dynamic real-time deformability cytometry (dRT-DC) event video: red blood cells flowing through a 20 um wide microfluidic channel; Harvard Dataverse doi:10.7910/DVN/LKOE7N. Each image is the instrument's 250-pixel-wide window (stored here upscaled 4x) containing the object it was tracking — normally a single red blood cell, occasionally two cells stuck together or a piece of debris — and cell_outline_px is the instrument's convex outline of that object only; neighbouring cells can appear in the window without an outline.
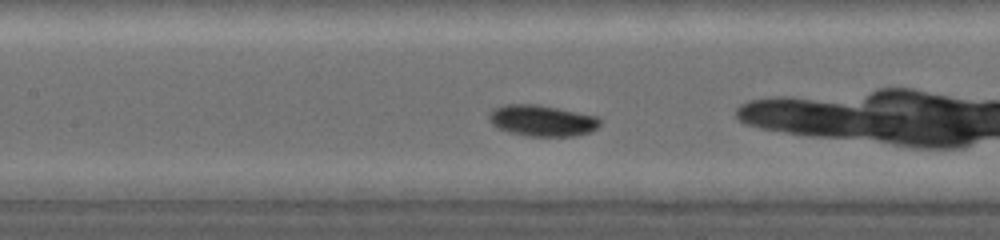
{"species": "common noctule bat (a hibernating species)", "species_latin": "Nyctalus noctula", "temperature_condition": "warm", "stored_images_in_passage": 26, "camera_frame_rate_fps": 5000, "um_per_image_px": 0.085, "animal": {"sex": "female", "body_mass_g": 19.0, "forearm_length_mm": 53.3}, "frame": {"image": 1, "passage_image": 8, "time_ms": 2.4, "image_size_px": [1000, 240], "cell_outline_px": [[600, 124], [592, 132], [572, 136], [524, 136], [500, 128], [492, 124], [488, 120], [488, 116], [492, 108], [504, 104], [536, 104], [596, 116], [600, 120]], "centroid_in_image_um": [46.05, 10.25], "position_along_channel_um": 161.4, "area_um2": 20.06}}